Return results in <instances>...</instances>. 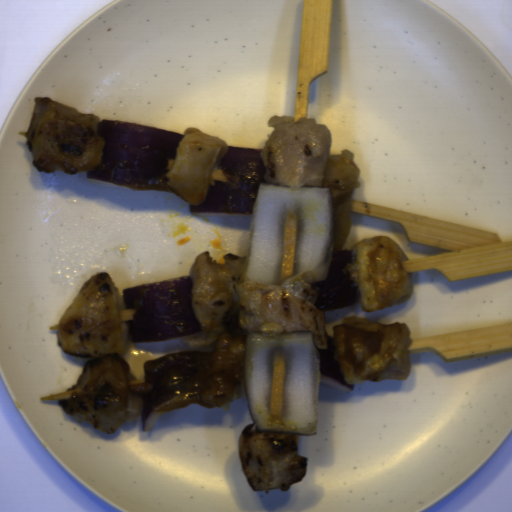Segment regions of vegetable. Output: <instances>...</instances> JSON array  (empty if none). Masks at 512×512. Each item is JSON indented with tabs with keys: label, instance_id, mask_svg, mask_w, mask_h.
Segmentation results:
<instances>
[{
	"label": "vegetable",
	"instance_id": "5",
	"mask_svg": "<svg viewBox=\"0 0 512 512\" xmlns=\"http://www.w3.org/2000/svg\"><path fill=\"white\" fill-rule=\"evenodd\" d=\"M213 352L192 350L165 353L143 363L144 383L151 391L142 397L143 432L167 410H180L191 404L203 406L202 392Z\"/></svg>",
	"mask_w": 512,
	"mask_h": 512
},
{
	"label": "vegetable",
	"instance_id": "2",
	"mask_svg": "<svg viewBox=\"0 0 512 512\" xmlns=\"http://www.w3.org/2000/svg\"><path fill=\"white\" fill-rule=\"evenodd\" d=\"M319 348L312 333H247L244 393L249 416L258 433L311 436L318 430L321 382L339 391H353L337 360L333 337ZM286 352V402L283 412H270L273 359Z\"/></svg>",
	"mask_w": 512,
	"mask_h": 512
},
{
	"label": "vegetable",
	"instance_id": "1",
	"mask_svg": "<svg viewBox=\"0 0 512 512\" xmlns=\"http://www.w3.org/2000/svg\"><path fill=\"white\" fill-rule=\"evenodd\" d=\"M261 152L228 146L212 173L214 186L206 198L190 203L194 216L252 215L242 282L275 285L309 271L314 306L338 310L361 301L359 289L345 268L354 264L355 250L334 251V199L329 188H293L269 184ZM296 218L293 274L280 281L284 220Z\"/></svg>",
	"mask_w": 512,
	"mask_h": 512
},
{
	"label": "vegetable",
	"instance_id": "3",
	"mask_svg": "<svg viewBox=\"0 0 512 512\" xmlns=\"http://www.w3.org/2000/svg\"><path fill=\"white\" fill-rule=\"evenodd\" d=\"M97 133L104 140L102 159L86 170V179L134 191H172L167 165L185 135L112 118L99 120Z\"/></svg>",
	"mask_w": 512,
	"mask_h": 512
},
{
	"label": "vegetable",
	"instance_id": "4",
	"mask_svg": "<svg viewBox=\"0 0 512 512\" xmlns=\"http://www.w3.org/2000/svg\"><path fill=\"white\" fill-rule=\"evenodd\" d=\"M193 278H180L123 289L126 310H134L126 322L131 342L145 344L186 338L202 331L193 309Z\"/></svg>",
	"mask_w": 512,
	"mask_h": 512
}]
</instances>
